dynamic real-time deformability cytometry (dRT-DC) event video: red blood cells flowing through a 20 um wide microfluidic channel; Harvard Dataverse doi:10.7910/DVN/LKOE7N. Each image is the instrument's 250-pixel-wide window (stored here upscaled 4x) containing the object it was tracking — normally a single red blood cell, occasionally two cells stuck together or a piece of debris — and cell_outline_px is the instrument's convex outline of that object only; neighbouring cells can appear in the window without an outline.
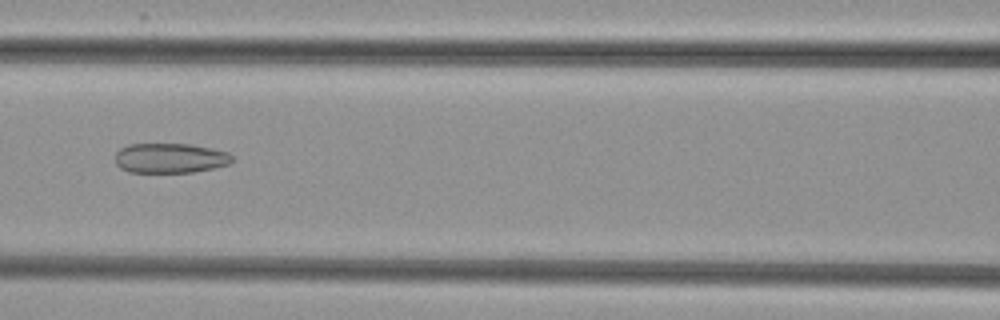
{"species": "common noctule bat (a hibernating species)", "species_latin": "Nyctalus noctula", "temperature_condition": "cold", "stored_images_in_passage": 5, "camera_frame_rate_fps": 3000, "um_per_image_px": 0.085, "animal": {"sex": "female", "body_mass_g": 29.2, "forearm_length_mm": 56.3}, "frame": {"image": 1, "passage_image": 5, "time_ms": 4.667, "image_size_px": [1000, 320], "cell_outline_px": [[232, 160], [228, 164], [212, 168], [192, 172], [128, 172], [120, 168], [116, 164], [116, 152], [120, 148], [128, 144], [192, 144], [212, 148], [228, 152], [232, 156]], "centroid_in_image_um": [14.44, 13.43], "position_along_channel_um": 152.2, "area_um2": 20.35}}